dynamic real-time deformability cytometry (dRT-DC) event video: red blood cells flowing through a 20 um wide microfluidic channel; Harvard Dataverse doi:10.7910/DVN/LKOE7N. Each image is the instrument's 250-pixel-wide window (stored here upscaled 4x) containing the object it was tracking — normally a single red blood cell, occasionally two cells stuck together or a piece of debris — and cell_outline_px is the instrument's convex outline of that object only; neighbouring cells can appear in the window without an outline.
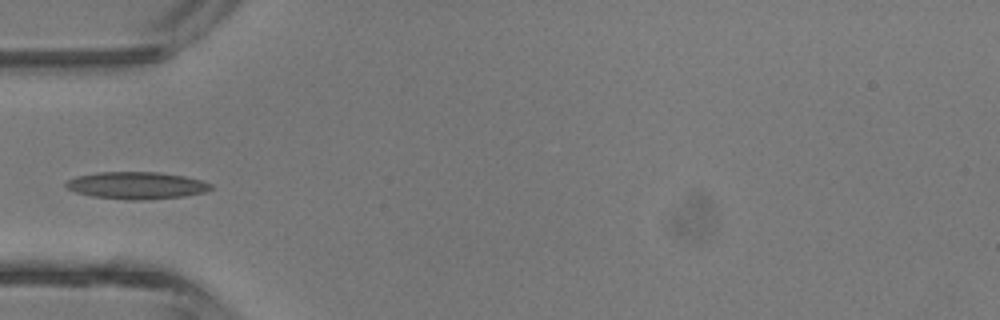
{"species": "common noctule bat (a hibernating species)", "species_latin": "Nyctalus noctula", "temperature_condition": "room temperature", "stored_images_in_passage": 4, "camera_frame_rate_fps": 3000, "um_per_image_px": 0.085, "animal": {"sex": "male", "body_mass_g": 13.3}, "frame": {"image": 1, "passage_image": 4, "time_ms": 3.333, "image_size_px": [1000, 320], "cell_outline_px": [[212, 188], [204, 192], [184, 196], [148, 200], [124, 200], [92, 196], [76, 192], [68, 188], [64, 184], [68, 180], [76, 176], [96, 172], [160, 172], [184, 176], [200, 180], [212, 184]], "centroid_in_image_um": [11.59, 15.76], "position_along_channel_um": 73.4, "area_um2": 23.0}}